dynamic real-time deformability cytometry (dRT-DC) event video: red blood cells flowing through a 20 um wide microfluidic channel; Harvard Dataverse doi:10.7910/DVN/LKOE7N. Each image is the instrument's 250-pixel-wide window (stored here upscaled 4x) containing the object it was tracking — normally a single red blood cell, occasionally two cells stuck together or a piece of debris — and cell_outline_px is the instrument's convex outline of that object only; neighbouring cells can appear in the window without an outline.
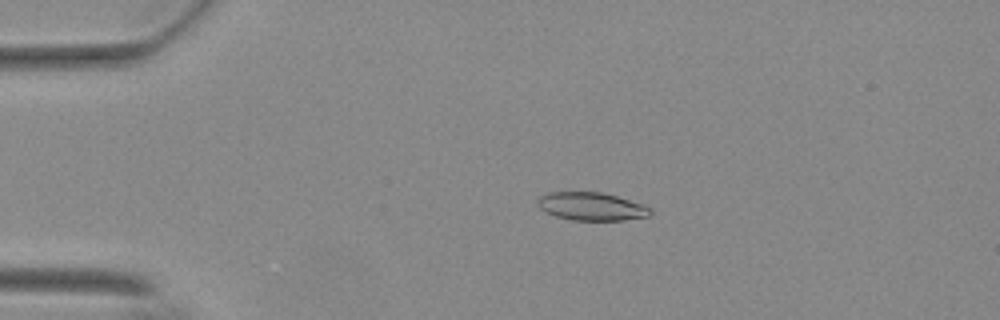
{"species": "Egyptian fruit bat (a non-hibernating species)", "species_latin": "Rousettus aegyptiacus", "temperature_condition": "warm", "stored_images_in_passage": 56, "camera_frame_rate_fps": 3000, "um_per_image_px": 0.085, "animal": {"sex": "female"}, "frame": {"image": 1, "passage_image": 12, "time_ms": 3.667, "image_size_px": [1000, 320], "cell_outline_px": [[652, 212], [648, 216], [624, 220], [572, 220], [556, 216], [540, 208], [536, 204], [536, 200], [540, 196], [548, 192], [600, 192], [616, 196], [644, 204], [652, 208]], "centroid_in_image_um": [50.28, 17.54], "position_along_channel_um": 34.7, "area_um2": 18.44}}
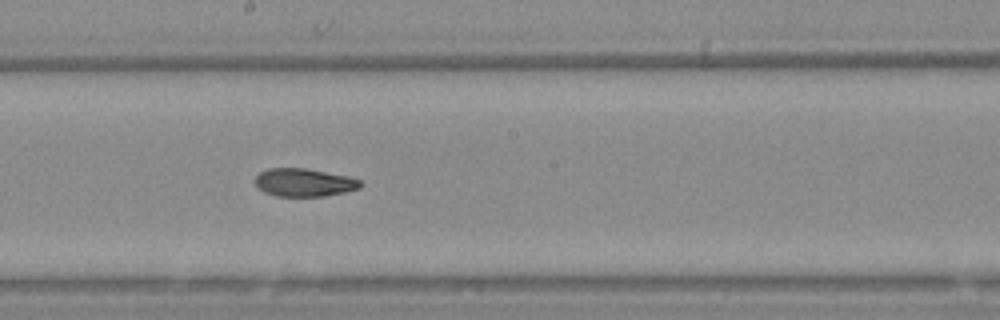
{"frame": {"image": 2, "passage_image": 31, "time_ms": 10.0, "image_size_px": [1000, 320], "cell_outline_px": [[364, 184], [360, 188], [344, 192], [324, 196], [276, 196], [264, 192], [252, 180], [260, 172], [268, 168], [304, 168], [348, 176], [360, 180]], "centroid_in_image_um": [25.84, 15.51], "position_along_channel_um": 222.4, "area_um2": 17.22}}
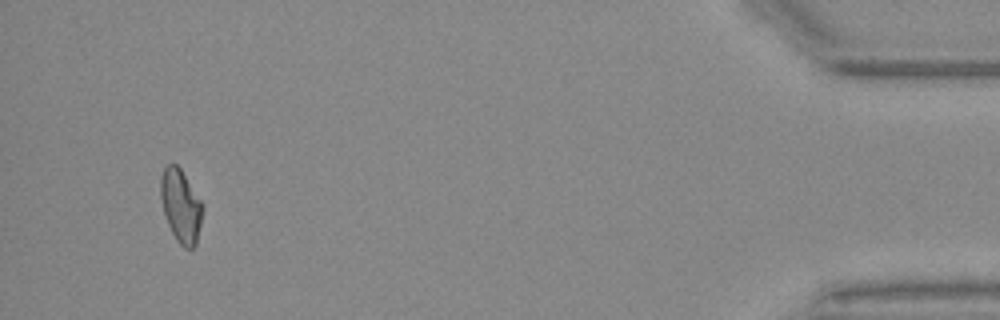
{"frame": {"image": 3, "passage_image": 53, "time_ms": 17.333, "image_size_px": [1000, 320], "cell_outline_px": [[204, 208], [196, 244], [192, 248], [184, 248], [176, 240], [168, 224], [164, 212], [160, 196], [160, 176], [164, 168], [168, 164], [176, 164], [180, 168], [200, 200]], "centroid_in_image_um": [15.36, 17.5], "position_along_channel_um": 419.8, "area_um2": 17.69}, "authors_computed_cell_mechanics": {"area_um2": 18.0336, "velocity_mm_per_s": 3.7033, "shape_relaxation_time_tau1_ms": null, "shape_relaxation_time_tau2_ms": 3.7786, "deformation_change_tau1": null, "deformation_change_tau2": 0.0994}}